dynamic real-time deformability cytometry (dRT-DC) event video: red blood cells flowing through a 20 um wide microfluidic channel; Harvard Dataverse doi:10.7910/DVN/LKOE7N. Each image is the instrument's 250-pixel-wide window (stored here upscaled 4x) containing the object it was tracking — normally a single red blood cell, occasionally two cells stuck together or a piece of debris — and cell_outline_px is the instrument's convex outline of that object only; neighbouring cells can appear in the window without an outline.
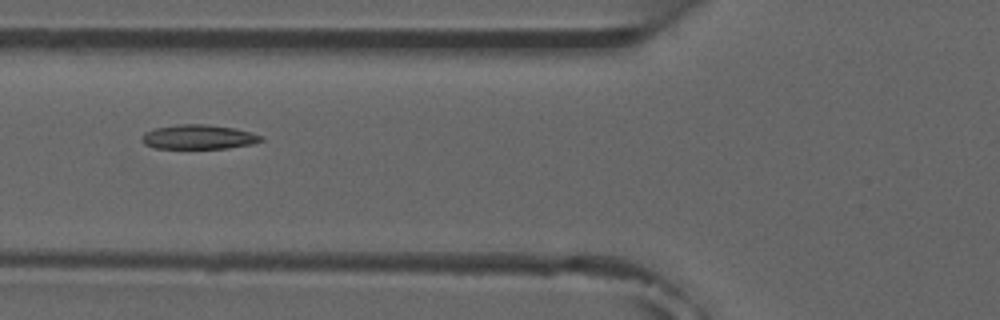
{"species": "common noctule bat (a hibernating species)", "species_latin": "Nyctalus noctula", "temperature_condition": "room temperature", "stored_images_in_passage": 8, "camera_frame_rate_fps": 3000, "um_per_image_px": 0.085, "animal": {"sex": "male", "forearm_length_mm": 52.5}, "frame": {"image": 1, "passage_image": 6, "time_ms": 6.0, "image_size_px": [1000, 320], "cell_outline_px": [[264, 140], [252, 144], [228, 148], [156, 148], [144, 144], [140, 140], [140, 136], [144, 132], [156, 128], [176, 124], [208, 124], [232, 128], [264, 136]], "centroid_in_image_um": [16.84, 11.64], "position_along_channel_um": 109.0, "area_um2": 16.99}}
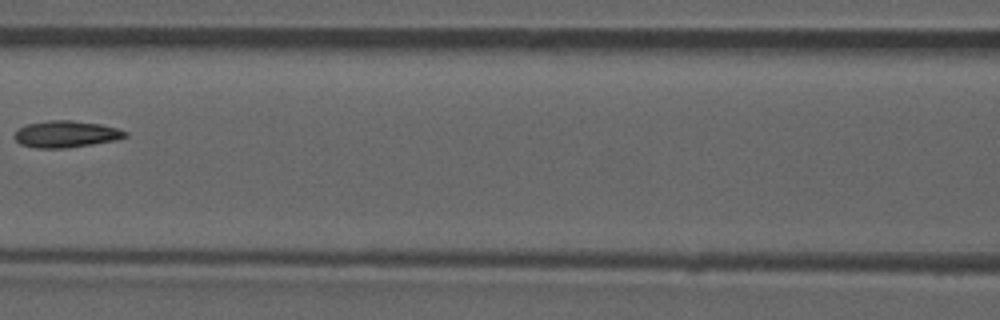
{"frame": {"image": 2, "passage_image": 7, "time_ms": 7.333, "image_size_px": [1000, 320], "cell_outline_px": [[128, 136], [116, 140], [68, 148], [36, 148], [20, 144], [12, 136], [20, 128], [28, 124], [48, 120], [72, 120], [100, 124], [116, 128], [128, 132]], "centroid_in_image_um": [5.61, 11.4], "position_along_channel_um": 161.0, "area_um2": 17.22}}